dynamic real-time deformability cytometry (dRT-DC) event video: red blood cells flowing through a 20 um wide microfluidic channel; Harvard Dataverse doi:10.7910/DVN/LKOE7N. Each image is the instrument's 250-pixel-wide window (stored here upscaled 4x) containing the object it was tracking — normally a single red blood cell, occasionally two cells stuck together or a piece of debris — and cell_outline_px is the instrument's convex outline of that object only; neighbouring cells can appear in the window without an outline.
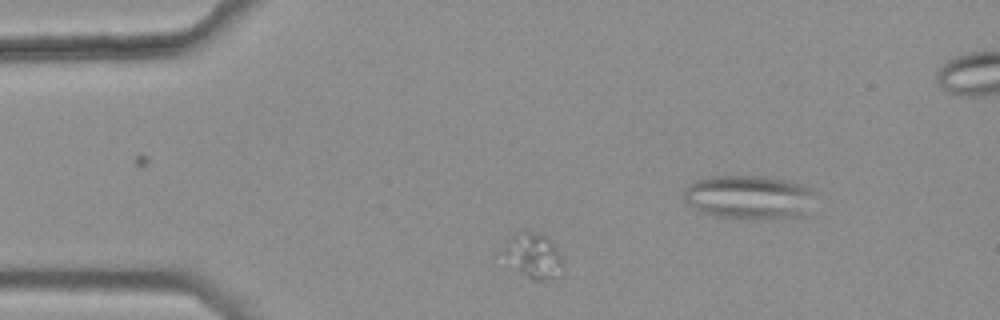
{"species": "common noctule bat (a hibernating species)", "species_latin": "Nyctalus noctula", "temperature_condition": "warm", "stored_images_in_passage": 39, "camera_frame_rate_fps": 3000, "um_per_image_px": 0.085, "animal": {"sex": "female", "body_mass_g": 25.1}, "frame": {"image": 1, "passage_image": 1, "time_ms": 0.0, "image_size_px": [1000, 320], "cell_outline_px": [[560, 264], [556, 276], [548, 280], [536, 280], [528, 276], [496, 252], [516, 232], [532, 232], [544, 236], [556, 248], [560, 256]], "centroid_in_image_um": [45.22, 21.7], "position_along_channel_um": 39.8, "area_um2": 14.91}}
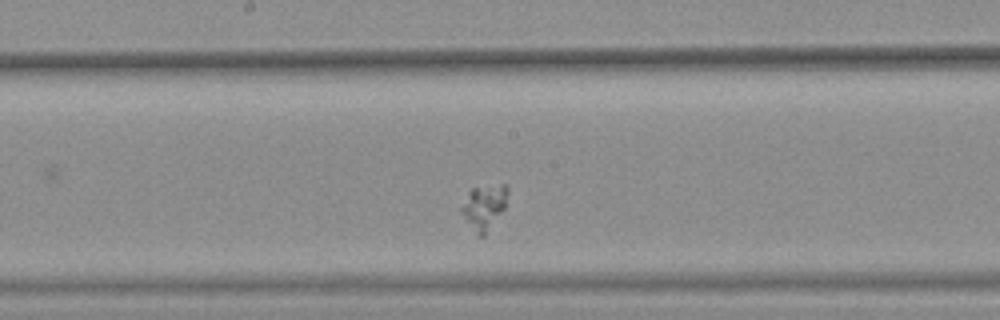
{"frame": {"image": 2, "passage_image": 17, "time_ms": 5.333, "image_size_px": [1000, 320], "cell_outline_px": [[508, 192], [504, 208], [484, 236], [480, 236], [476, 232], [460, 212], [460, 208], [468, 192], [472, 188], [500, 184], [504, 184], [508, 188]], "centroid_in_image_um": [41.15, 17.56], "position_along_channel_um": 207.1, "area_um2": 11.73}}
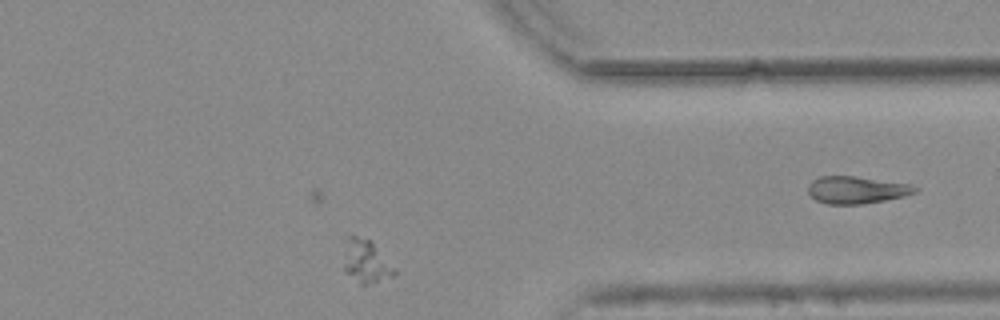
{"frame": {"image": 3, "passage_image": 32, "time_ms": 10.333, "image_size_px": [1000, 320], "cell_outline_px": [[396, 272], [392, 276], [364, 284], [360, 284], [344, 272], [344, 240], [348, 236], [356, 236], [368, 240], [372, 244]], "centroid_in_image_um": [31.0, 22.21], "position_along_channel_um": 380.4, "area_um2": 12.02}}